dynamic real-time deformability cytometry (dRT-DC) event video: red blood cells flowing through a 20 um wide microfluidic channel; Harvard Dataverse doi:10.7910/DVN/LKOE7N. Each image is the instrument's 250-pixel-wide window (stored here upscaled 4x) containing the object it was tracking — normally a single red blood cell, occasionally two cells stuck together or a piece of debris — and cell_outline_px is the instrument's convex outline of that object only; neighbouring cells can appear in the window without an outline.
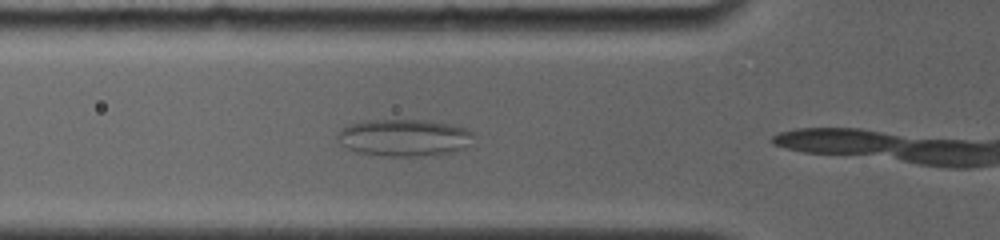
{"species": "common noctule bat (a hibernating species)", "species_latin": "Nyctalus noctula", "temperature_condition": "room temperature", "stored_images_in_passage": 4, "camera_frame_rate_fps": 4000, "um_per_image_px": 0.085, "animal": {"sex": "female", "body_mass_g": 19.0, "forearm_length_mm": 56.7}, "frame": {"image": 1, "passage_image": 3, "time_ms": 1.75, "image_size_px": [1000, 240], "cell_outline_px": [[476, 132], [468, 144], [464, 148], [452, 152], [416, 156], [392, 156], [356, 152], [340, 144], [336, 140], [336, 136], [340, 128], [348, 124], [368, 120], [428, 120], [452, 124], [468, 128]], "centroid_in_image_um": [34.34, 11.68], "position_along_channel_um": 91.5, "area_um2": 29.59}}